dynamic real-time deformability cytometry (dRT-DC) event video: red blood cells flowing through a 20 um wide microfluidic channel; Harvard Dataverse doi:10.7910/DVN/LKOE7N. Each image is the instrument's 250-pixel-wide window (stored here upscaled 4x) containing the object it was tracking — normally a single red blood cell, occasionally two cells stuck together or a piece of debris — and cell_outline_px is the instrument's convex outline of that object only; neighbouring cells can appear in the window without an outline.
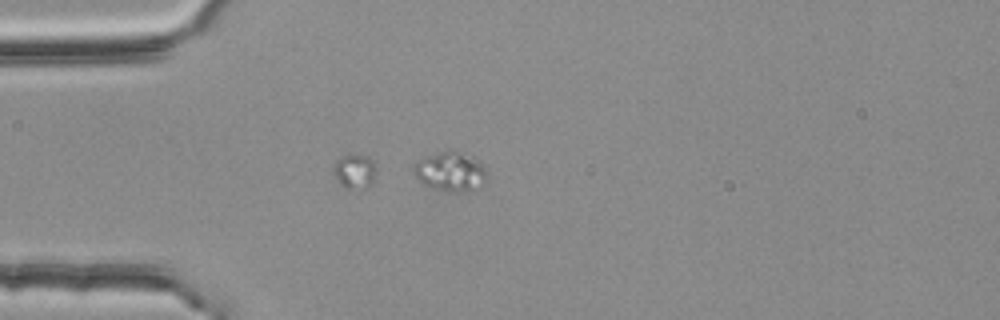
{"species": "common noctule bat (a hibernating species)", "species_latin": "Nyctalus noctula", "temperature_condition": "room temperature", "stored_images_in_passage": 16, "segment_of_instrument_passage": [2, 2], "camera_frame_rate_fps": 3000, "um_per_image_px": 0.085, "animal": {"sex": "female", "body_mass_g": 25.1}, "frame": {"image": 1, "passage_image": 16, "time_ms": 5.0, "image_size_px": [1000, 320], "cell_outline_px": [[488, 172], [484, 180], [468, 192], [452, 192], [432, 188], [420, 184], [412, 172], [412, 168], [424, 156], [440, 152], [464, 152], [472, 156]], "centroid_in_image_um": [38.22, 14.6], "position_along_channel_um": 46.8, "area_um2": 16.59}}